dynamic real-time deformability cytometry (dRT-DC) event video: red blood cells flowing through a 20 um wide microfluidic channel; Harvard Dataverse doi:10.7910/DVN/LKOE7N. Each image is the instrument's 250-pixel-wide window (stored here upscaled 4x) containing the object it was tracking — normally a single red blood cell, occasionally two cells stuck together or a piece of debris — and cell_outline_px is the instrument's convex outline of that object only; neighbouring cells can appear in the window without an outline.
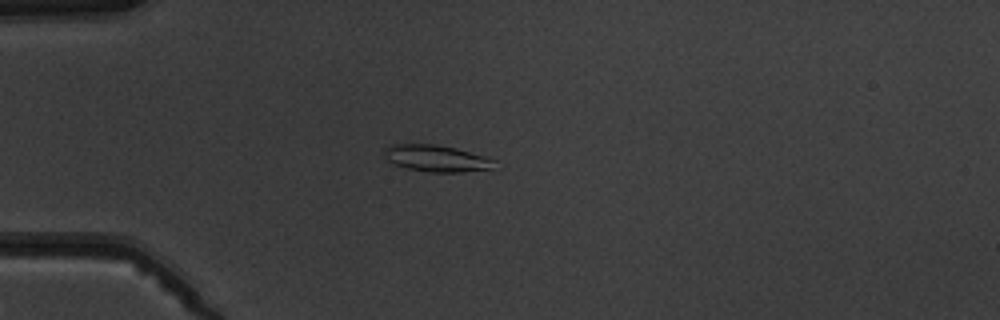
{"species": "common noctule bat (a hibernating species)", "species_latin": "Nyctalus noctula", "temperature_condition": "warm", "stored_images_in_passage": 7, "camera_frame_rate_fps": 3000, "um_per_image_px": 0.085, "animal": {"sex": "male", "body_mass_g": 19.5, "forearm_length_mm": 54.6}, "frame": {"image": 1, "passage_image": 4, "time_ms": 3.667, "image_size_px": [1000, 320], "cell_outline_px": [[496, 160], [492, 168], [464, 172], [432, 172], [408, 168], [396, 164], [388, 160], [384, 156], [384, 148], [388, 144], [436, 144], [456, 148]], "centroid_in_image_um": [37.07, 13.45], "position_along_channel_um": 47.9, "area_um2": 16.94}}
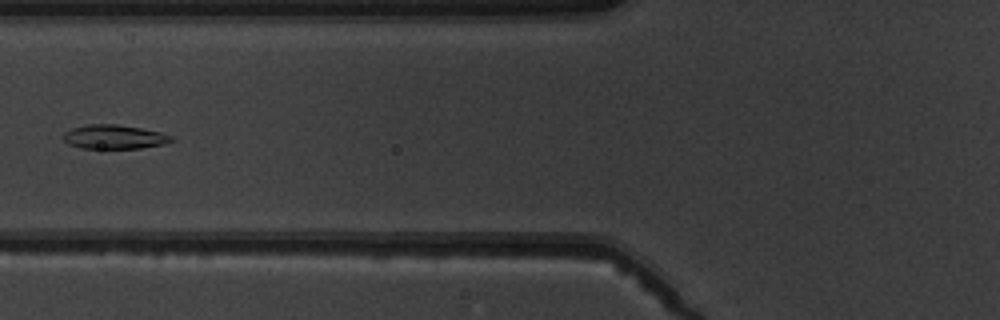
{"frame": {"image": 2, "passage_image": 6, "time_ms": 6.0, "image_size_px": [1000, 320], "cell_outline_px": [[176, 140], [164, 144], [140, 148], [80, 148], [68, 144], [64, 140], [64, 132], [72, 128], [88, 124], [116, 124], [140, 128], [160, 132], [172, 136]], "centroid_in_image_um": [9.72, 11.63], "position_along_channel_um": 116.1, "area_um2": 15.14}}